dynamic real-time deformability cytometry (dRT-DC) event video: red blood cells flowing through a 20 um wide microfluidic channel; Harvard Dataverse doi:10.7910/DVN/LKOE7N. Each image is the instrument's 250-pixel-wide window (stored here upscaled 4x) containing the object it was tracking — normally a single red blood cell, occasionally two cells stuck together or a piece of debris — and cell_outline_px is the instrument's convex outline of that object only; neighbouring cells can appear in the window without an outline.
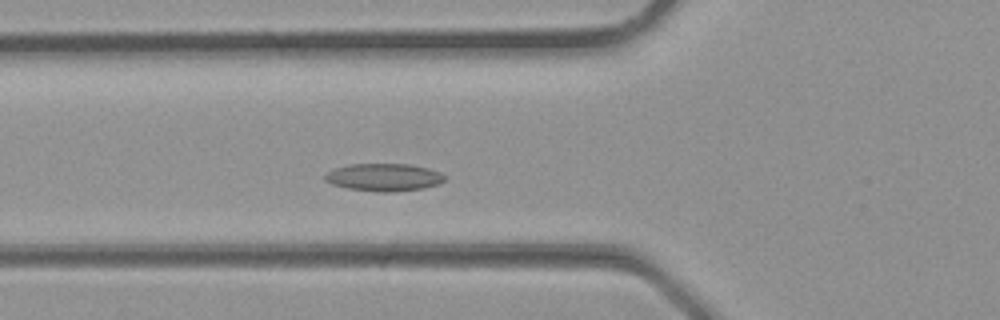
{"species": "common noctule bat (a hibernating species)", "species_latin": "Nyctalus noctula", "temperature_condition": "room temperature", "stored_images_in_passage": 24, "camera_frame_rate_fps": 3000, "um_per_image_px": 0.085, "animal": {"sex": "male", "body_mass_g": 23.1, "forearm_length_mm": 52.7}, "frame": {"image": 1, "passage_image": 2, "time_ms": 0.333, "image_size_px": [1000, 320], "cell_outline_px": [[444, 180], [440, 184], [424, 188], [396, 192], [380, 192], [348, 188], [332, 184], [324, 180], [324, 176], [328, 172], [336, 168], [348, 164], [412, 164], [428, 168], [440, 172], [444, 176]], "centroid_in_image_um": [32.65, 15.07], "position_along_channel_um": 93.1, "area_um2": 19.31}}
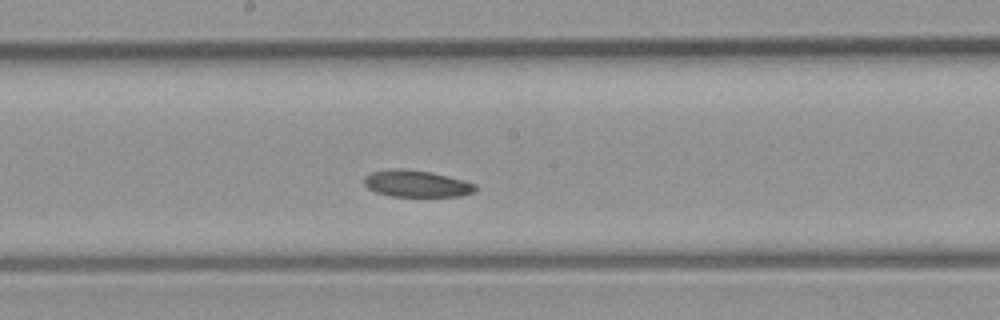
{"frame": {"image": 2, "passage_image": 8, "time_ms": 2.333, "image_size_px": [1000, 320], "cell_outline_px": [[476, 192], [460, 196], [392, 196], [376, 192], [368, 188], [364, 184], [364, 176], [372, 172], [392, 168], [404, 168], [432, 172], [464, 180], [476, 184]], "centroid_in_image_um": [35.41, 15.6], "position_along_channel_um": 212.8, "area_um2": 17.46}}
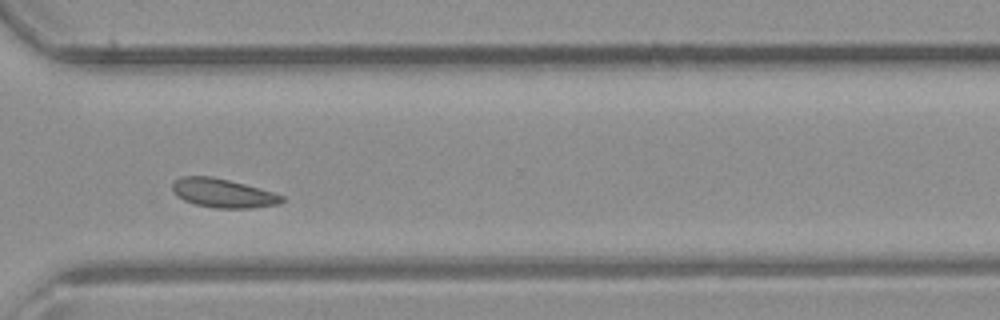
{"frame": {"image": 3, "passage_image": 15, "time_ms": 4.667, "image_size_px": [1000, 320], "cell_outline_px": [[284, 200], [280, 204], [252, 208], [216, 208], [196, 204], [184, 200], [176, 196], [172, 188], [172, 184], [180, 176], [212, 176], [244, 184], [272, 192], [284, 196]], "centroid_in_image_um": [18.94, 16.42], "position_along_channel_um": 351.7, "area_um2": 18.32}}